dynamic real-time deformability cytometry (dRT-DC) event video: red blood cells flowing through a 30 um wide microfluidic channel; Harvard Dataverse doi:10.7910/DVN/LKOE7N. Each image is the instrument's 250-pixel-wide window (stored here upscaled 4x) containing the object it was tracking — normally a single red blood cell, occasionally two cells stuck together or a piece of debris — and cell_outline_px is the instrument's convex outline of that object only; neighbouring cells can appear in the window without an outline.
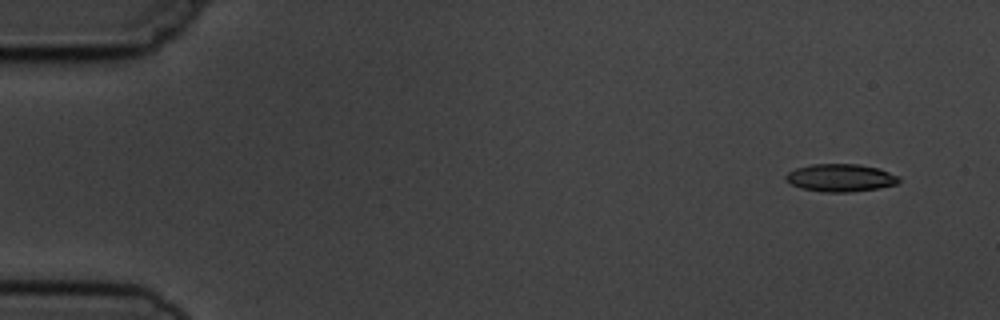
{"species": "common noctule bat (a hibernating species)", "species_latin": "Nyctalus noctula", "temperature_condition": "cold", "stored_images_in_passage": 8, "camera_frame_rate_fps": 3000, "um_per_image_px": 0.085, "animal": {"sex": "male", "body_mass_g": 19.5, "forearm_length_mm": 54.6}, "frame": {"image": 1, "passage_image": 1, "time_ms": 0.0, "image_size_px": [1000, 320], "cell_outline_px": [[900, 180], [896, 184], [876, 188], [852, 192], [824, 192], [800, 188], [784, 180], [784, 176], [788, 172], [796, 168], [812, 164], [860, 164], [880, 168], [900, 176]], "centroid_in_image_um": [71.44, 15.1], "position_along_channel_um": 13.6, "area_um2": 18.38}}
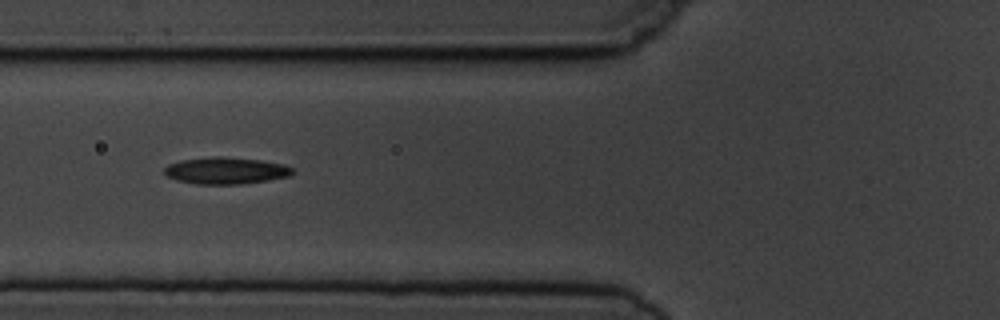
{"frame": {"image": 2, "passage_image": 6, "time_ms": 5.667, "image_size_px": [1000, 320], "cell_outline_px": [[292, 172], [288, 176], [268, 180], [240, 184], [196, 184], [176, 180], [168, 176], [164, 172], [164, 168], [168, 164], [180, 160], [212, 156], [220, 156], [260, 160], [284, 164], [292, 168]], "centroid_in_image_um": [19.15, 14.5], "position_along_channel_um": 106.6, "area_um2": 19.94}}
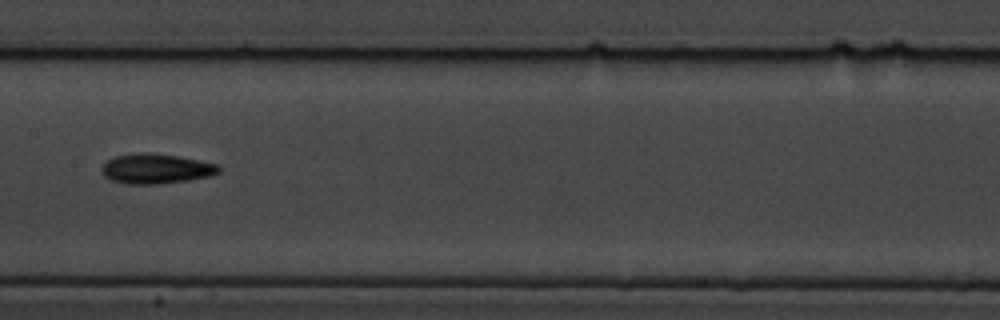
{"frame": {"image": 3, "passage_image": 8, "time_ms": 8.0, "image_size_px": [1000, 320], "cell_outline_px": [[220, 172], [212, 176], [188, 180], [156, 184], [124, 184], [112, 180], [104, 176], [100, 172], [100, 168], [108, 160], [116, 156], [136, 152], [148, 152], [180, 156], [220, 164]], "centroid_in_image_um": [13.28, 14.33], "position_along_channel_um": 194.1, "area_um2": 20.75}}